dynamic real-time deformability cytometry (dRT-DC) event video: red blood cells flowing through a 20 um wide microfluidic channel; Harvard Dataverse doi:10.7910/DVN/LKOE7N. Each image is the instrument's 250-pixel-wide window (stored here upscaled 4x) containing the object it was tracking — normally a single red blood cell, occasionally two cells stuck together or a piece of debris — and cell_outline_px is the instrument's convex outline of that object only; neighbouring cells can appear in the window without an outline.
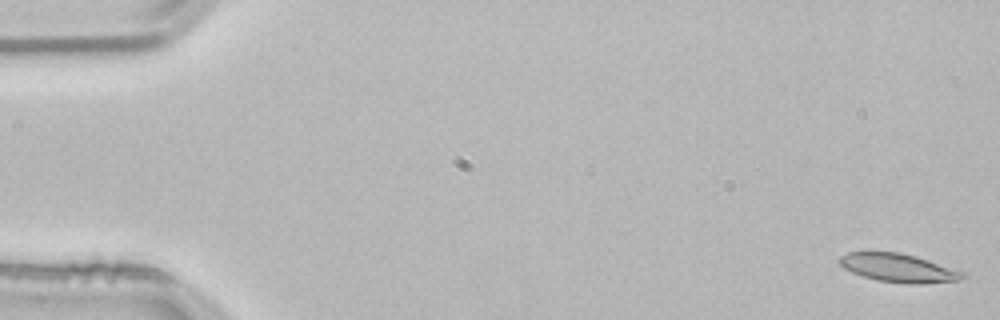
{"species": "common noctule bat (a hibernating species)", "species_latin": "Nyctalus noctula", "temperature_condition": "room temperature", "stored_images_in_passage": 53, "camera_frame_rate_fps": 3000, "um_per_image_px": 0.085, "animal": {"sex": "male", "body_mass_g": 21.5, "forearm_length_mm": 52.0}, "frame": {"image": 1, "passage_image": 1, "time_ms": 0.0, "image_size_px": [1000, 320], "cell_outline_px": [[964, 276], [956, 280], [920, 284], [908, 284], [876, 280], [852, 272], [844, 268], [836, 260], [840, 256], [848, 252], [900, 252], [916, 256], [964, 272]], "centroid_in_image_um": [76.3, 22.76], "position_along_channel_um": 8.7, "area_um2": 20.23}}
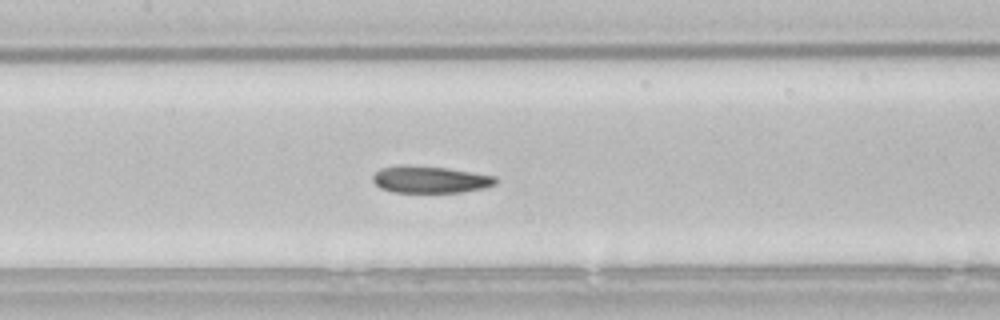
{"frame": {"image": 2, "passage_image": 25, "time_ms": 8.0, "image_size_px": [1000, 320], "cell_outline_px": [[496, 184], [484, 188], [460, 192], [392, 192], [380, 188], [372, 180], [372, 176], [380, 168], [400, 164], [408, 164], [448, 168], [496, 176]], "centroid_in_image_um": [36.52, 15.24], "position_along_channel_um": 170.9, "area_um2": 19.48}}
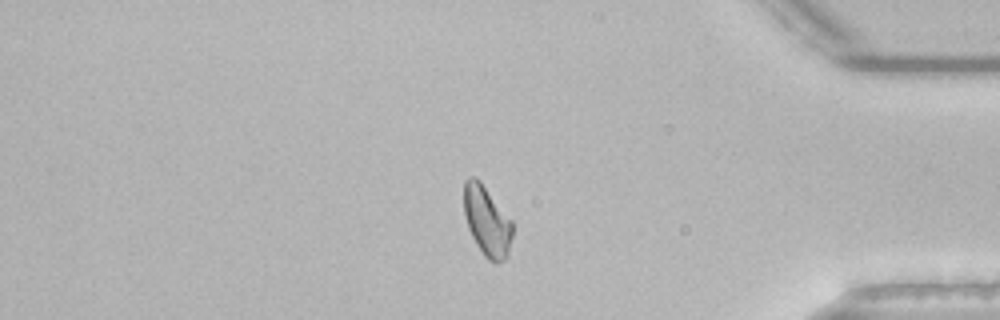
{"frame": {"image": 3, "passage_image": 45, "time_ms": 14.667, "image_size_px": [1000, 320], "cell_outline_px": [[512, 236], [508, 256], [504, 260], [496, 264], [488, 260], [484, 256], [476, 244], [468, 228], [464, 216], [464, 180], [468, 176], [476, 176], [480, 180], [512, 220]], "centroid_in_image_um": [41.38, 18.78], "position_along_channel_um": 393.8, "area_um2": 20.11}, "authors_computed_cell_mechanics": {"area_um2": 19.941, "velocity_mm_per_s": 3.7756, "shape_relaxation_time_tau1_ms": 5.2693, "shape_relaxation_time_tau2_ms": 2.8702, "deformation_change_tau1": 0.1398, "deformation_change_tau2": 0.1007}}